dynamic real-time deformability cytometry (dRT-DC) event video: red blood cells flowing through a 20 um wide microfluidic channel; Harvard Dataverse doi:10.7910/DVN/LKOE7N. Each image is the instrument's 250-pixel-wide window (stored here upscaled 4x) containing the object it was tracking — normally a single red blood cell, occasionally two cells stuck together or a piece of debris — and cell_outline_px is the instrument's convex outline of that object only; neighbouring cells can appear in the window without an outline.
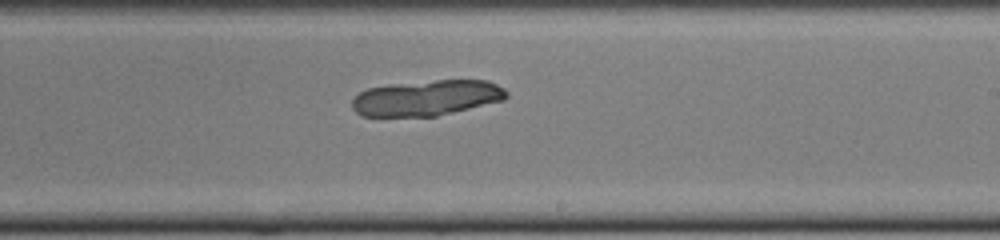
{"species": "common noctule bat (a hibernating species)", "species_latin": "Nyctalus noctula", "temperature_condition": "cold", "stored_images_in_passage": 46, "camera_frame_rate_fps": 3000, "um_per_image_px": 0.085, "animal": {"sex": "female", "body_mass_g": 22.0, "forearm_length_mm": 56.7}, "frame": {"image": 1, "passage_image": 26, "time_ms": 8.333, "image_size_px": [1000, 240], "cell_outline_px": [[508, 96], [504, 100], [436, 116], [360, 116], [352, 108], [352, 100], [360, 92], [368, 88], [388, 84], [436, 80], [488, 80], [504, 88], [508, 92]], "centroid_in_image_um": [36.27, 8.31], "position_along_channel_um": 252.7, "area_um2": 32.08}}
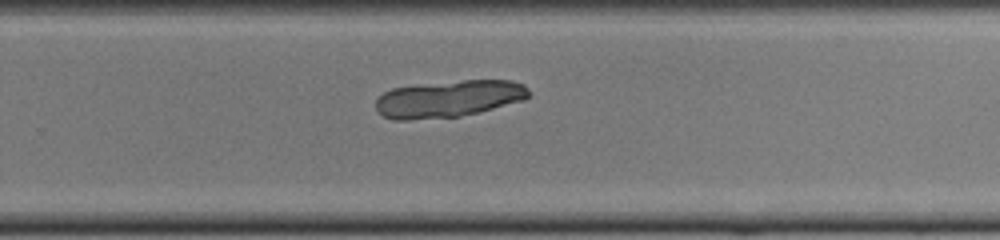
{"frame": {"image": 2, "passage_image": 29, "time_ms": 9.333, "image_size_px": [1000, 240], "cell_outline_px": [[528, 96], [524, 100], [460, 116], [408, 120], [392, 120], [384, 116], [376, 108], [376, 100], [384, 92], [392, 88], [464, 80], [512, 80], [524, 84], [528, 92]], "centroid_in_image_um": [38.13, 8.4], "position_along_channel_um": 291.7, "area_um2": 32.43}}